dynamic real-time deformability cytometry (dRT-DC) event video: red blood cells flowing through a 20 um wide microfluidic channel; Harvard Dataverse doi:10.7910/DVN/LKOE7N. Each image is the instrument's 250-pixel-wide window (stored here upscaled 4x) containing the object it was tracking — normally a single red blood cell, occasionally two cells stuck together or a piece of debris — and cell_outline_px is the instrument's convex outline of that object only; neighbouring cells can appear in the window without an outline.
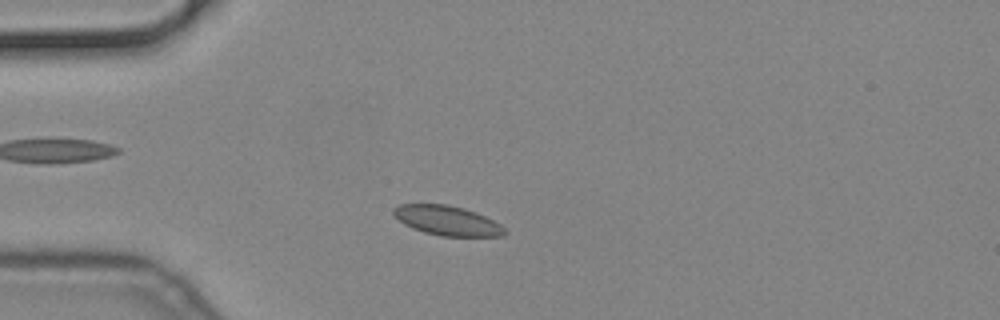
{"species": "common noctule bat (a hibernating species)", "species_latin": "Nyctalus noctula", "temperature_condition": "cold", "stored_images_in_passage": 51, "camera_frame_rate_fps": 3000, "um_per_image_px": 0.085, "animal": {"sex": "male", "body_mass_g": 19.2, "forearm_length_mm": 51.8}, "frame": {"image": 1, "passage_image": 9, "time_ms": 2.667, "image_size_px": [1000, 320], "cell_outline_px": [[508, 232], [504, 236], [440, 236], [424, 232], [412, 228], [404, 224], [392, 212], [392, 208], [400, 204], [448, 204], [464, 208], [476, 212], [500, 224]], "centroid_in_image_um": [38.02, 18.75], "position_along_channel_um": 47.0, "area_um2": 19.19}}
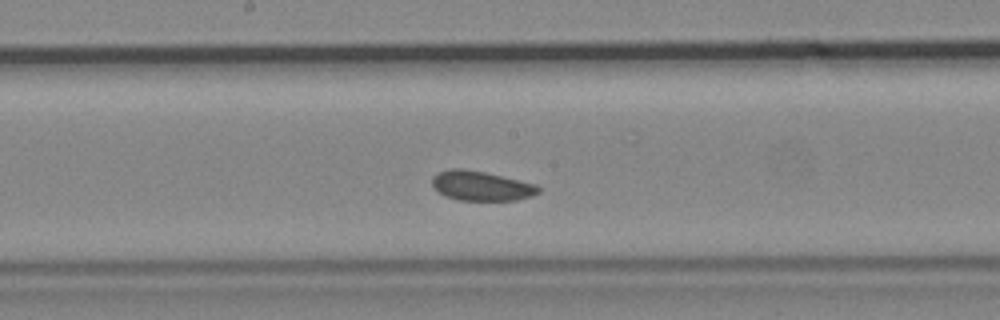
{"frame": {"image": 2, "passage_image": 24, "time_ms": 7.667, "image_size_px": [1000, 320], "cell_outline_px": [[540, 192], [532, 196], [516, 200], [456, 200], [444, 196], [432, 184], [432, 176], [436, 172], [448, 168], [464, 168], [484, 172], [536, 184], [540, 188]], "centroid_in_image_um": [40.87, 15.79], "position_along_channel_um": 207.3, "area_um2": 18.44}}
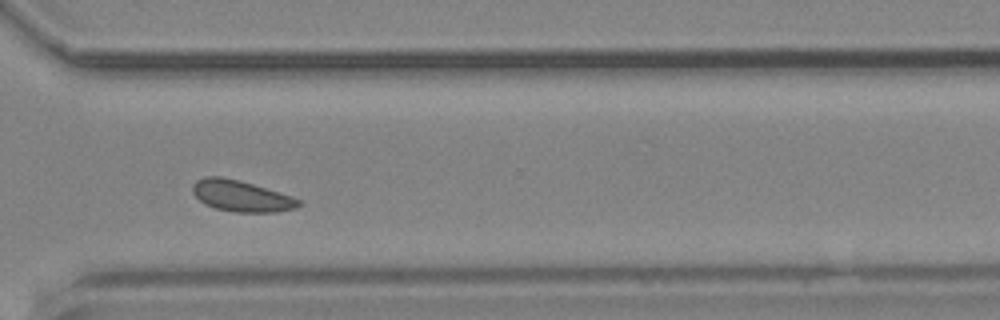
{"frame": {"image": 3, "passage_image": 36, "time_ms": 11.667, "image_size_px": [1000, 320], "cell_outline_px": [[300, 204], [296, 208], [276, 212], [236, 212], [216, 208], [204, 204], [192, 192], [192, 184], [196, 180], [204, 176], [220, 176], [240, 180], [292, 196], [300, 200]], "centroid_in_image_um": [20.48, 16.65], "position_along_channel_um": 350.1, "area_um2": 19.25}}